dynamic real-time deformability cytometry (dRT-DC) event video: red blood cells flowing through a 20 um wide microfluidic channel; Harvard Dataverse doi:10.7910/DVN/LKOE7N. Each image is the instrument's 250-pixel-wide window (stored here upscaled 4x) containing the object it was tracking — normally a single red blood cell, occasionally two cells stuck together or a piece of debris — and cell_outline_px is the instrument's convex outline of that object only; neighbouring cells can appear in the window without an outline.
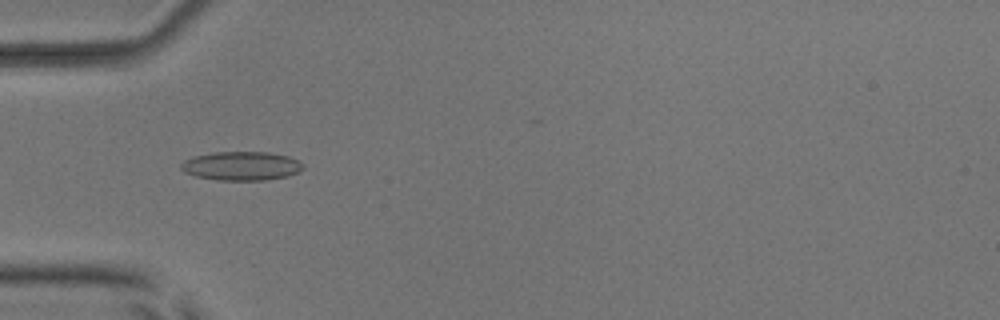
{"species": "common noctule bat (a hibernating species)", "species_latin": "Nyctalus noctula", "temperature_condition": "room temperature", "stored_images_in_passage": 4, "camera_frame_rate_fps": 3000, "um_per_image_px": 0.085, "animal": {"sex": "male", "body_mass_g": 17.9, "forearm_length_mm": 54.2}, "frame": {"image": 1, "passage_image": 4, "time_ms": 3.333, "image_size_px": [1000, 320], "cell_outline_px": [[304, 168], [288, 176], [264, 180], [216, 180], [196, 176], [184, 172], [180, 168], [180, 164], [184, 160], [192, 156], [212, 152], [268, 152], [288, 156], [304, 164]], "centroid_in_image_um": [20.48, 14.1], "position_along_channel_um": 64.5, "area_um2": 20.58}}